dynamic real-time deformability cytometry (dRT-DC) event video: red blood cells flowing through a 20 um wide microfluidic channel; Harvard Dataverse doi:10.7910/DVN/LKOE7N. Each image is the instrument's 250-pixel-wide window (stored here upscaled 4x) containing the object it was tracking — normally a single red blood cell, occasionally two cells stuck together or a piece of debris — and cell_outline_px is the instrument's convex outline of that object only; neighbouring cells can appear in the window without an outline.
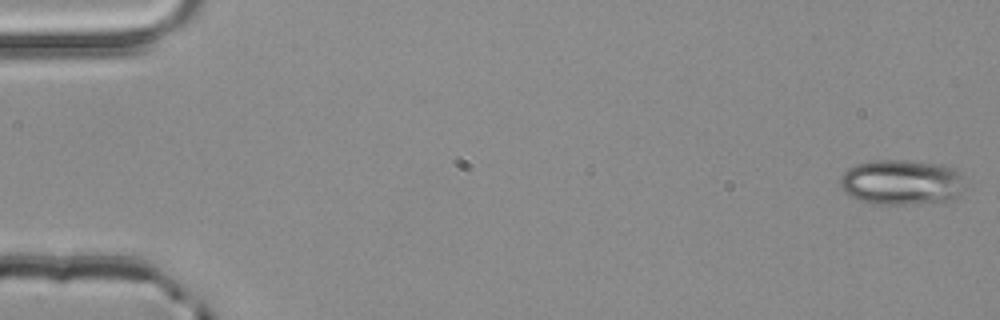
{"species": "common noctule bat (a hibernating species)", "species_latin": "Nyctalus noctula", "temperature_condition": "room temperature", "stored_images_in_passage": 4, "camera_frame_rate_fps": 3000, "um_per_image_px": 0.085, "animal": {"sex": "male", "body_mass_g": 20.4}, "frame": {"image": 1, "passage_image": 1, "time_ms": 0.0, "image_size_px": [1000, 320], "cell_outline_px": [[964, 188], [956, 196], [948, 200], [904, 204], [876, 204], [860, 200], [844, 192], [840, 184], [840, 176], [848, 168], [856, 164], [872, 160], [900, 160], [940, 164], [952, 168], [960, 172]], "centroid_in_image_um": [76.59, 15.48], "position_along_channel_um": 8.4, "area_um2": 32.6}}